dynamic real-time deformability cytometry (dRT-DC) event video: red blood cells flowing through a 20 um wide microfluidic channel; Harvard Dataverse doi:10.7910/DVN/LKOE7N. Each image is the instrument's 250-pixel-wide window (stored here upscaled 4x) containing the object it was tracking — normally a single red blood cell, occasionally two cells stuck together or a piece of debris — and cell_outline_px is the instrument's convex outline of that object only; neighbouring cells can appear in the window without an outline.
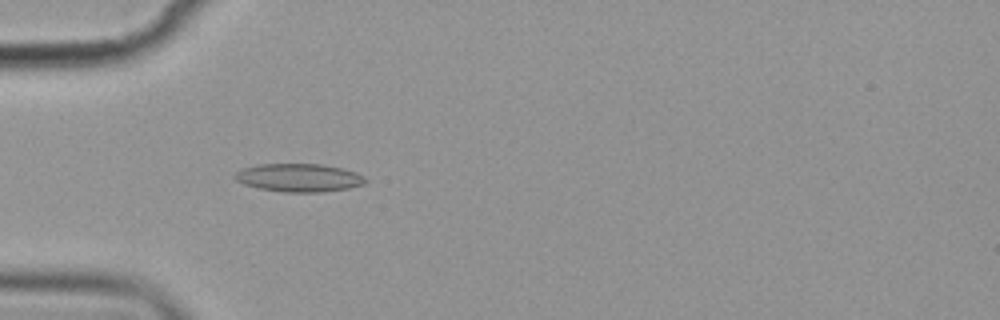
{"species": "common noctule bat (a hibernating species)", "species_latin": "Nyctalus noctula", "temperature_condition": "cold", "stored_images_in_passage": 5, "camera_frame_rate_fps": 3000, "um_per_image_px": 0.085, "animal": {"sex": "female", "body_mass_g": 19.9}, "frame": {"image": 1, "passage_image": 4, "time_ms": 3.667, "image_size_px": [1000, 320], "cell_outline_px": [[368, 180], [364, 184], [348, 188], [324, 192], [284, 192], [260, 188], [244, 184], [236, 180], [232, 176], [236, 172], [244, 168], [260, 164], [324, 164], [356, 172], [364, 176]], "centroid_in_image_um": [25.43, 15.1], "position_along_channel_um": 59.6, "area_um2": 21.39}}
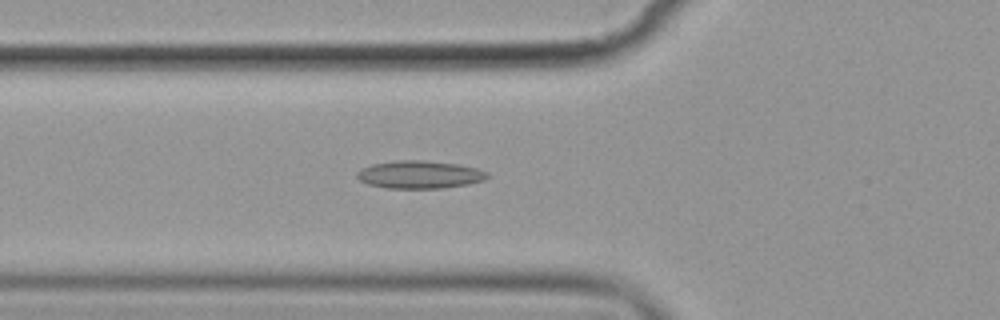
{"frame": {"image": 2, "passage_image": 5, "time_ms": 4.667, "image_size_px": [1000, 320], "cell_outline_px": [[488, 176], [484, 180], [468, 184], [440, 188], [384, 188], [368, 184], [360, 180], [356, 176], [356, 172], [360, 168], [372, 164], [396, 160], [420, 160], [456, 164], [476, 168], [488, 172]], "centroid_in_image_um": [35.62, 14.84], "position_along_channel_um": 90.2, "area_um2": 21.04}}